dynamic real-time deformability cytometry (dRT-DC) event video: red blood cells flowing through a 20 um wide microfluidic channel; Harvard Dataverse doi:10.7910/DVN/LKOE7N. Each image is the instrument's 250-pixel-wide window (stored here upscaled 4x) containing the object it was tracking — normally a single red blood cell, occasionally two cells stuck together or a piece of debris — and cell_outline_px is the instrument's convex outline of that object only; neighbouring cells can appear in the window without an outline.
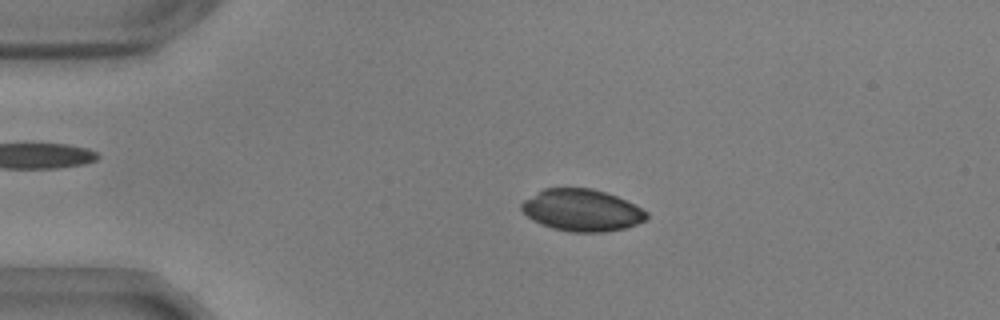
{"species": "common noctule bat (a hibernating species)", "species_latin": "Nyctalus noctula", "temperature_condition": "warm", "stored_images_in_passage": 54, "camera_frame_rate_fps": 3000, "um_per_image_px": 0.085, "animal": {"sex": "male", "body_mass_g": 17.9, "forearm_length_mm": 54.2}, "frame": {"image": 1, "passage_image": 11, "time_ms": 3.333, "image_size_px": [1000, 320], "cell_outline_px": [[648, 220], [624, 228], [604, 232], [568, 232], [552, 228], [532, 220], [520, 208], [520, 204], [524, 200], [544, 188], [592, 188], [616, 196], [648, 212]], "centroid_in_image_um": [49.45, 17.87], "position_along_channel_um": 35.6, "area_um2": 30.4}}
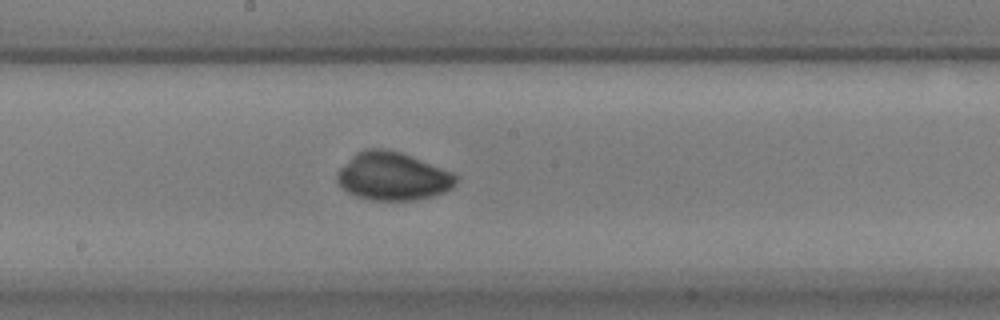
{"frame": {"image": 2, "passage_image": 29, "time_ms": 9.333, "image_size_px": [1000, 320], "cell_outline_px": [[460, 180], [452, 188], [444, 192], [432, 196], [412, 200], [372, 200], [356, 196], [348, 192], [336, 180], [336, 172], [356, 152], [364, 148], [384, 148], [400, 152], [452, 172], [460, 176]], "centroid_in_image_um": [33.4, 14.98], "position_along_channel_um": 214.8, "area_um2": 33.35}}
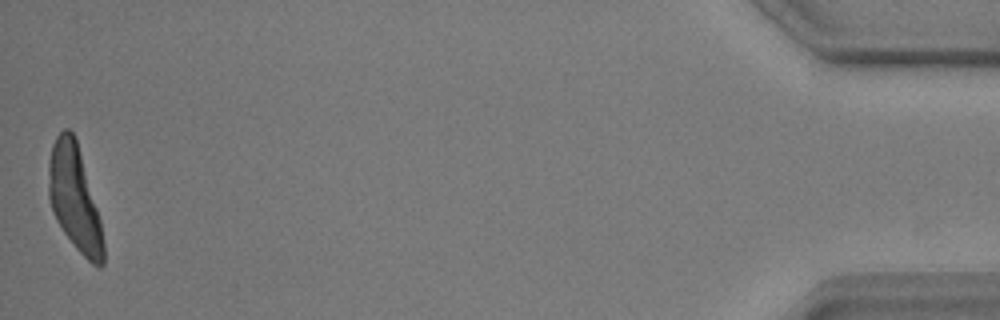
{"frame": {"image": 3, "passage_image": 54, "time_ms": 17.667, "image_size_px": [1000, 320], "cell_outline_px": [[104, 264], [100, 268], [92, 264], [76, 248], [64, 232], [56, 220], [52, 212], [48, 196], [48, 160], [52, 144], [56, 136], [64, 128], [68, 128], [72, 132], [76, 140], [100, 220], [104, 244]], "centroid_in_image_um": [6.31, 16.86], "position_along_channel_um": 428.9, "area_um2": 33.29}}